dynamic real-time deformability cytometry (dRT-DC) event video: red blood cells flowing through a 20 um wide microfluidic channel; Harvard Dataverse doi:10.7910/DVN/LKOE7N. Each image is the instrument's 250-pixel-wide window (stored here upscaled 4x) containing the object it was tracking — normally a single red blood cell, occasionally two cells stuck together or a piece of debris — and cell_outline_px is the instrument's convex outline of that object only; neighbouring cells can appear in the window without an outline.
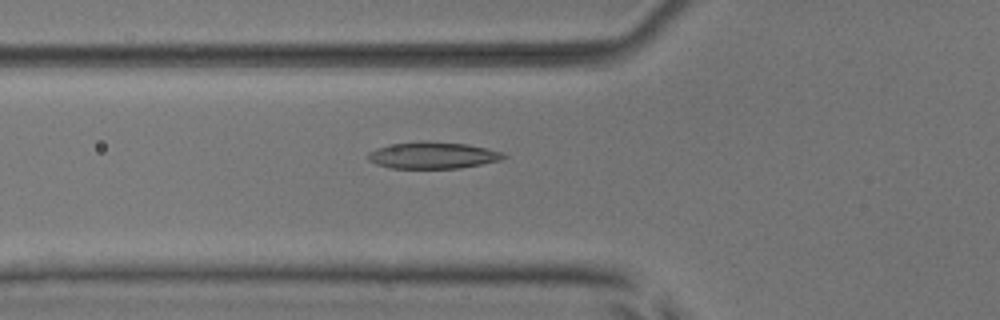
{"species": "common noctule bat (a hibernating species)", "species_latin": "Nyctalus noctula", "temperature_condition": "room temperature", "stored_images_in_passage": 36, "camera_frame_rate_fps": 3000, "um_per_image_px": 0.085, "animal": {"sex": "male", "body_mass_g": 17.9, "forearm_length_mm": 54.2}, "frame": {"image": 1, "passage_image": 2, "time_ms": 0.333, "image_size_px": [1000, 320], "cell_outline_px": [[508, 156], [500, 160], [460, 168], [392, 168], [376, 164], [368, 160], [368, 152], [376, 148], [388, 144], [420, 140], [424, 140], [468, 144], [488, 148], [504, 152]], "centroid_in_image_um": [36.78, 13.18], "position_along_channel_um": 89.0, "area_um2": 21.39}}
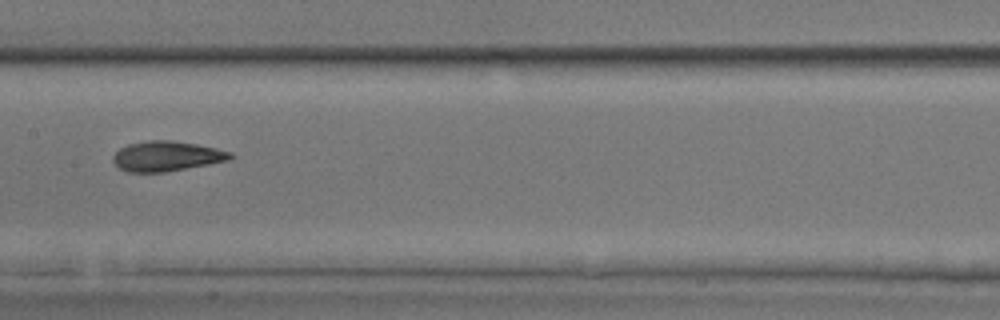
{"frame": {"image": 2, "passage_image": 10, "time_ms": 3.0, "image_size_px": [1000, 320], "cell_outline_px": [[236, 156], [228, 160], [208, 164], [164, 172], [128, 172], [120, 168], [112, 160], [112, 156], [120, 148], [128, 144], [148, 140], [172, 140], [196, 144], [216, 148], [232, 152]], "centroid_in_image_um": [14.17, 13.26], "position_along_channel_um": 193.2, "area_um2": 20.46}}
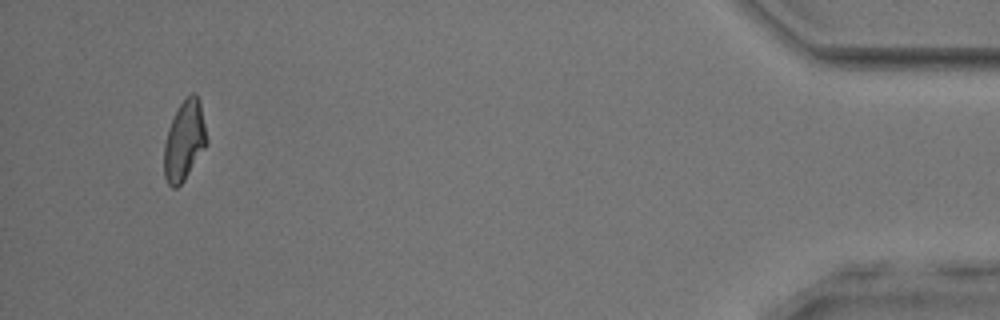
{"frame": {"image": 3, "passage_image": 33, "time_ms": 10.667, "image_size_px": [1000, 320], "cell_outline_px": [[208, 140], [204, 148], [184, 180], [176, 188], [172, 188], [168, 184], [164, 176], [164, 144], [168, 128], [180, 104], [192, 92], [196, 92], [200, 100]], "centroid_in_image_um": [15.67, 11.94], "position_along_channel_um": 419.5, "area_um2": 19.65}}